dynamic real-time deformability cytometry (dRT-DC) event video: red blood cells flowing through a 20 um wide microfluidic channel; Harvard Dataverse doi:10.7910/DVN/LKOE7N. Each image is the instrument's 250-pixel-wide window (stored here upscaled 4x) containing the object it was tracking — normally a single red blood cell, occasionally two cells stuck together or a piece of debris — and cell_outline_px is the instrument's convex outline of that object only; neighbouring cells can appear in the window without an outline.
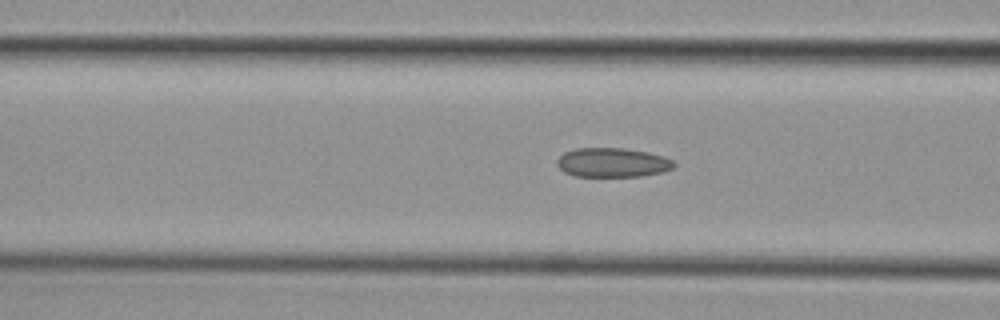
{"species": "common noctule bat (a hibernating species)", "species_latin": "Nyctalus noctula", "temperature_condition": "cold", "stored_images_in_passage": 37, "camera_frame_rate_fps": 3000, "um_per_image_px": 0.085, "animal": {"sex": "female", "body_mass_g": 29.2, "forearm_length_mm": 56.3}, "frame": {"image": 1, "passage_image": 16, "time_ms": 5.0, "image_size_px": [1000, 320], "cell_outline_px": [[676, 164], [672, 168], [664, 172], [640, 176], [576, 176], [564, 172], [556, 164], [556, 160], [564, 152], [576, 148], [624, 148], [648, 152], [664, 156], [672, 160]], "centroid_in_image_um": [52.06, 13.81], "position_along_channel_um": 114.5, "area_um2": 20.0}}
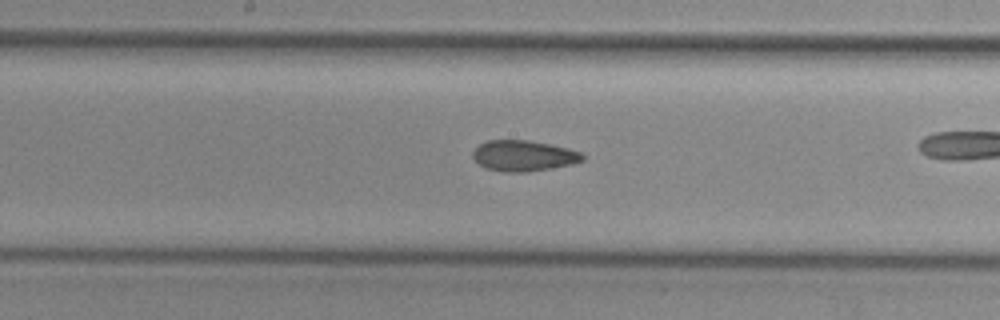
{"frame": {"image": 2, "passage_image": 23, "time_ms": 7.333, "image_size_px": [1000, 320], "cell_outline_px": [[584, 160], [572, 164], [528, 172], [504, 172], [484, 168], [472, 156], [472, 152], [480, 144], [488, 140], [528, 140], [568, 148], [580, 152], [584, 156]], "centroid_in_image_um": [44.49, 13.24], "position_along_channel_um": 203.7, "area_um2": 19.59}}
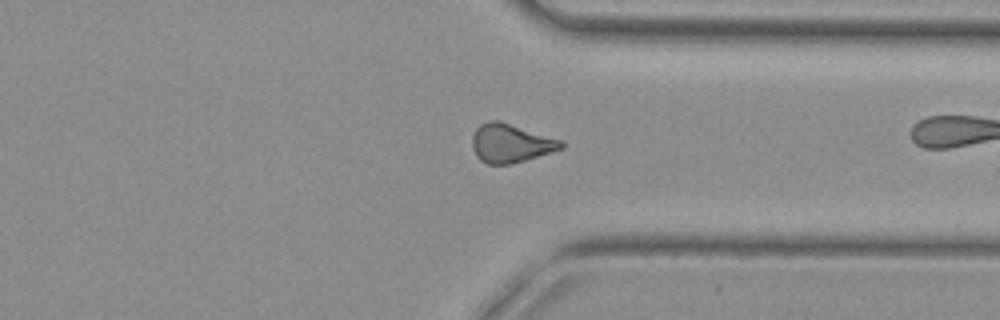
{"frame": {"image": 3, "passage_image": 36, "time_ms": 11.667, "image_size_px": [1000, 320], "cell_outline_px": [[564, 148], [552, 152], [524, 160], [508, 164], [488, 164], [480, 160], [476, 156], [472, 148], [472, 136], [476, 128], [480, 124], [488, 120], [500, 120], [564, 140]], "centroid_in_image_um": [43.42, 12.15], "position_along_channel_um": 368.0, "area_um2": 20.29}}